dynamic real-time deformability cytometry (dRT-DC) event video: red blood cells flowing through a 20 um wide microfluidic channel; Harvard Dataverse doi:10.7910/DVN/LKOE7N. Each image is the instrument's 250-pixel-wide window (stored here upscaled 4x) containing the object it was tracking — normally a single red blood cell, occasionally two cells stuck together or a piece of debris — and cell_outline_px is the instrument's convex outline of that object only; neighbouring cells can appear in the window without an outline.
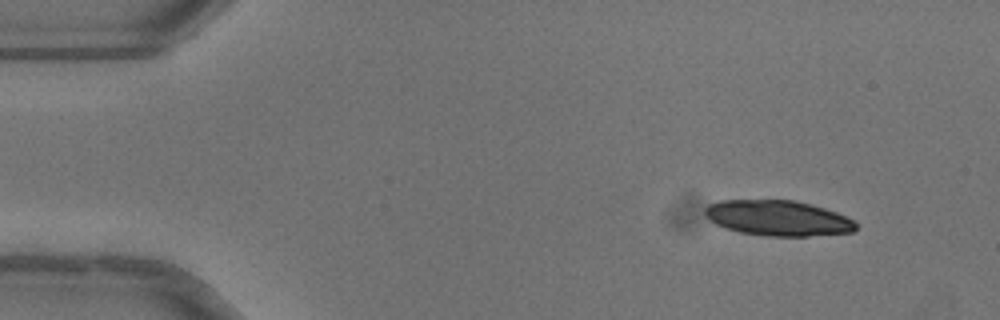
{"species": "common noctule bat (a hibernating species)", "species_latin": "Nyctalus noctula", "temperature_condition": "warm", "stored_images_in_passage": 6, "camera_frame_rate_fps": 3000, "um_per_image_px": 0.085, "animal": {"sex": "female"}, "frame": {"image": 1, "passage_image": 1, "time_ms": 0.0, "image_size_px": [1000, 320], "cell_outline_px": [[856, 228], [852, 232], [808, 236], [768, 236], [740, 232], [716, 224], [708, 220], [704, 212], [704, 208], [708, 204], [720, 200], [796, 200], [812, 204], [836, 212], [852, 220], [856, 224]], "centroid_in_image_um": [66.09, 18.53], "position_along_channel_um": 18.9, "area_um2": 31.1}}